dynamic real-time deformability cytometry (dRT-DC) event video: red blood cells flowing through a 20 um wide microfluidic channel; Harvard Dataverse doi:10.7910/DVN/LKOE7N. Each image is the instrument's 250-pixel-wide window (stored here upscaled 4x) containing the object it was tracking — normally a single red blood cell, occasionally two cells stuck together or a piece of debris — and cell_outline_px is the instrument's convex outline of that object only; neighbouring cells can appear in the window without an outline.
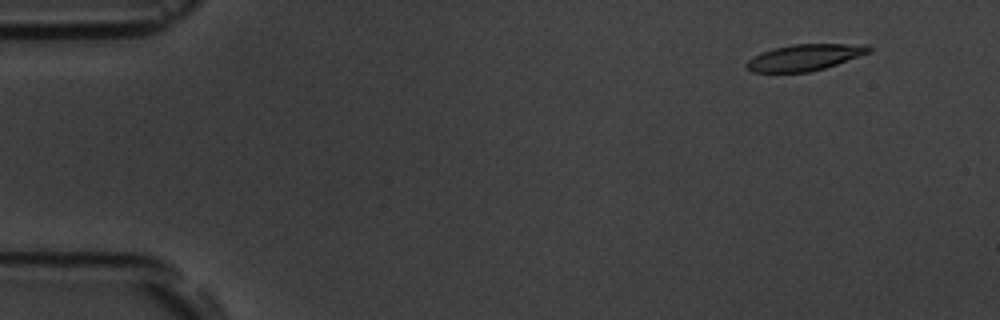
{"species": "common noctule bat (a hibernating species)", "species_latin": "Nyctalus noctula", "temperature_condition": "room temperature", "stored_images_in_passage": 5, "camera_frame_rate_fps": 3000, "um_per_image_px": 0.085, "animal": {"sex": "male", "body_mass_g": 19.5, "forearm_length_mm": 54.6}, "frame": {"image": 1, "passage_image": 2, "time_ms": 1.0, "image_size_px": [1000, 320], "cell_outline_px": [[872, 52], [824, 68], [808, 72], [752, 72], [744, 64], [752, 56], [772, 48], [792, 44], [868, 44], [872, 48]], "centroid_in_image_um": [68.4, 4.87], "position_along_channel_um": 16.6, "area_um2": 18.84}}
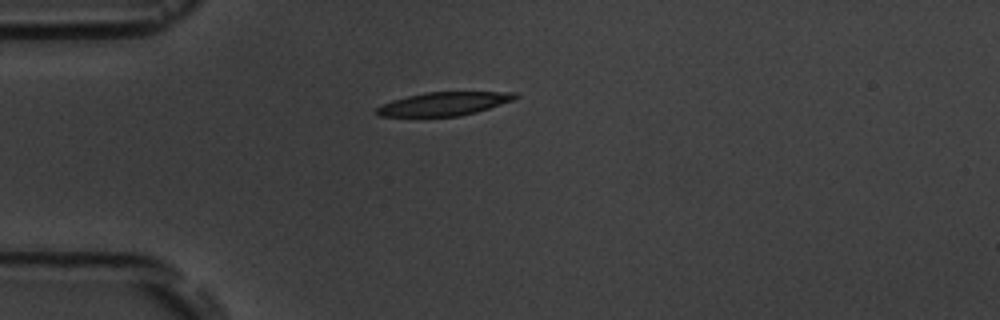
{"frame": {"image": 2, "passage_image": 5, "time_ms": 4.333, "image_size_px": [1000, 320], "cell_outline_px": [[520, 96], [512, 100], [476, 112], [460, 116], [380, 116], [376, 112], [376, 108], [392, 100], [424, 92], [516, 92]], "centroid_in_image_um": [37.75, 8.81], "position_along_channel_um": 47.3, "area_um2": 18.67}}